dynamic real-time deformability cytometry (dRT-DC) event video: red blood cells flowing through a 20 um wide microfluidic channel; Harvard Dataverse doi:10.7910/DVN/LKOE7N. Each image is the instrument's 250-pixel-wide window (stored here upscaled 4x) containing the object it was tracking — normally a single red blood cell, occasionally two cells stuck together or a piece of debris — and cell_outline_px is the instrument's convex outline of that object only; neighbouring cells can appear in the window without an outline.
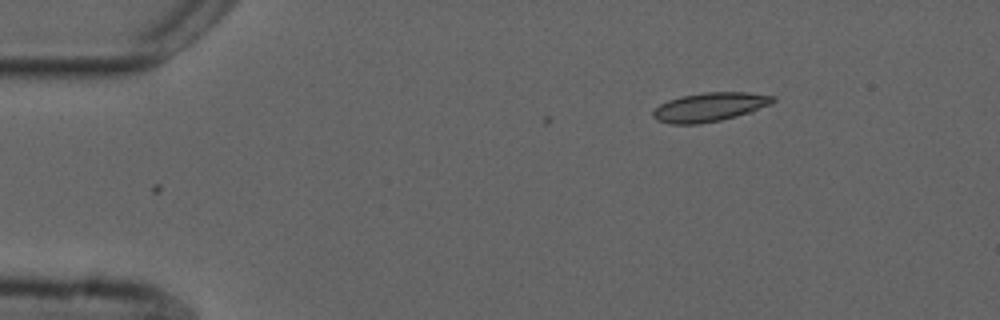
{"species": "common noctule bat (a hibernating species)", "species_latin": "Nyctalus noctula", "temperature_condition": "cold", "stored_images_in_passage": 4, "camera_frame_rate_fps": 3000, "um_per_image_px": 0.085, "animal": {"sex": "male", "forearm_length_mm": 52.5}, "frame": {"image": 1, "passage_image": 1, "time_ms": 0.0, "image_size_px": [1000, 320], "cell_outline_px": [[776, 100], [772, 104], [752, 112], [720, 120], [696, 124], [672, 124], [656, 120], [652, 116], [652, 112], [660, 104], [668, 100], [680, 96], [704, 92], [748, 92], [776, 96]], "centroid_in_image_um": [60.35, 9.09], "position_along_channel_um": 24.7, "area_um2": 20.35}}